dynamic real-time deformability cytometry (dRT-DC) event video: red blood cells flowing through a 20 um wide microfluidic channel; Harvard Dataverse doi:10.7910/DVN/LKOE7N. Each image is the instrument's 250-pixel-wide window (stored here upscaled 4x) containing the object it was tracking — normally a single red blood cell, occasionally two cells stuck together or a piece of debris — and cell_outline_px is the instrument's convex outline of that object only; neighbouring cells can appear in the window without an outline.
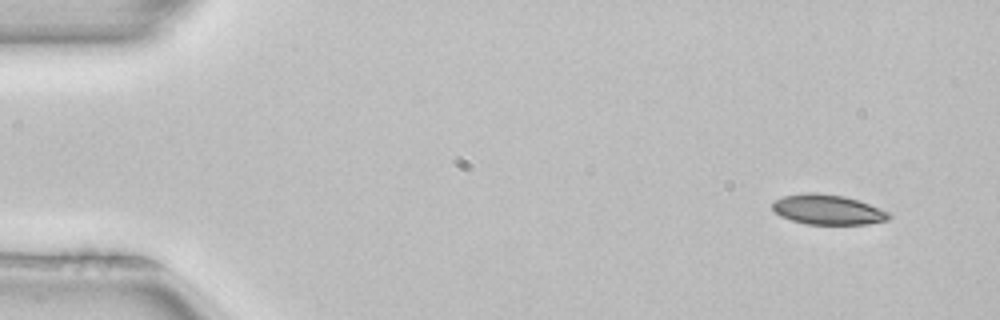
{"species": "common noctule bat (a hibernating species)", "species_latin": "Nyctalus noctula", "temperature_condition": "room temperature", "stored_images_in_passage": 4, "camera_frame_rate_fps": 3000, "um_per_image_px": 0.085, "animal": {"sex": "female", "body_mass_g": 22.7, "forearm_length_mm": 54.2}, "frame": {"image": 1, "passage_image": 1, "time_ms": 0.0, "image_size_px": [1000, 320], "cell_outline_px": [[892, 216], [888, 220], [868, 224], [808, 224], [792, 220], [780, 216], [772, 208], [772, 204], [776, 200], [784, 196], [808, 192], [812, 192], [844, 196], [868, 204], [888, 212]], "centroid_in_image_um": [70.36, 17.82], "position_along_channel_um": 14.6, "area_um2": 20.06}}
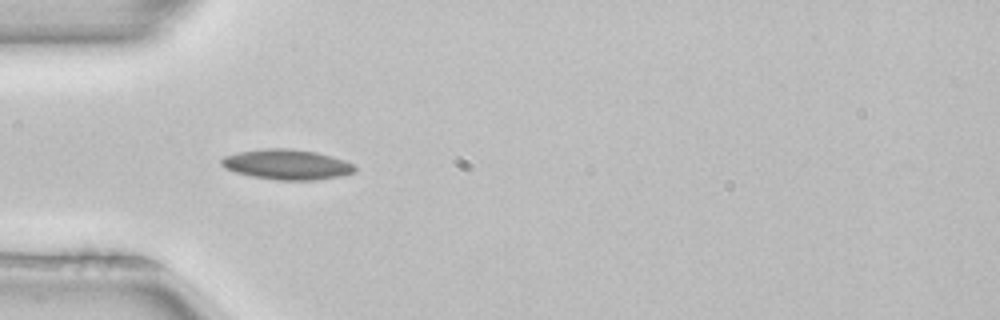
{"frame": {"image": 2, "passage_image": 3, "time_ms": 0.667, "image_size_px": [1000, 320], "cell_outline_px": [[356, 172], [340, 176], [316, 180], [276, 180], [252, 176], [236, 172], [224, 168], [220, 164], [220, 160], [224, 156], [240, 152], [264, 148], [288, 148], [316, 152], [332, 156], [344, 160], [352, 164], [356, 168]], "centroid_in_image_um": [24.38, 13.98], "position_along_channel_um": 60.6, "area_um2": 23.47}}